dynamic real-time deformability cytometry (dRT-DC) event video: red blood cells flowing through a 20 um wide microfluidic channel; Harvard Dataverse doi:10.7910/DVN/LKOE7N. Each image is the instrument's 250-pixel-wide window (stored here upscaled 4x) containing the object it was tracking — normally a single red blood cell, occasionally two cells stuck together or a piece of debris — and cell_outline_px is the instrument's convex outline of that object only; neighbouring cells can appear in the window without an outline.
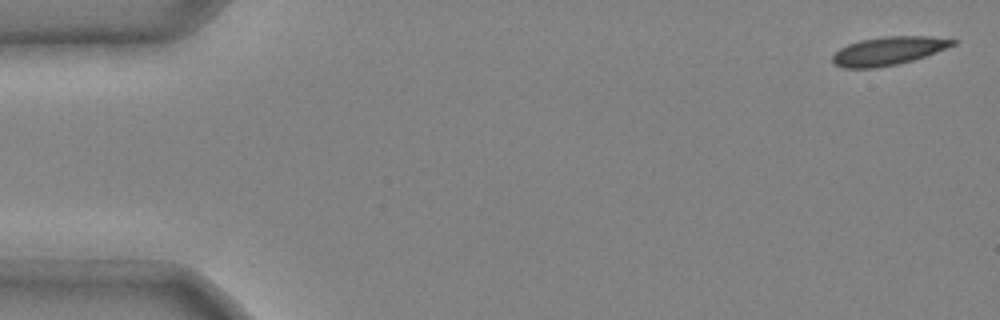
{"species": "common noctule bat (a hibernating species)", "species_latin": "Nyctalus noctula", "temperature_condition": "cold", "stored_images_in_passage": 5, "segment_of_instrument_passage": [2, 2], "camera_frame_rate_fps": 3000, "um_per_image_px": 0.085, "animal": {"sex": "male", "body_mass_g": 20.4}, "frame": {"image": 1, "passage_image": 5, "time_ms": 1.333, "image_size_px": [1000, 320], "cell_outline_px": [[956, 44], [924, 56], [912, 60], [896, 64], [876, 68], [844, 68], [836, 64], [832, 60], [832, 56], [840, 48], [848, 44], [860, 40], [884, 36], [932, 36], [956, 40]], "centroid_in_image_um": [75.49, 4.32], "position_along_channel_um": 9.5, "area_um2": 19.65}}